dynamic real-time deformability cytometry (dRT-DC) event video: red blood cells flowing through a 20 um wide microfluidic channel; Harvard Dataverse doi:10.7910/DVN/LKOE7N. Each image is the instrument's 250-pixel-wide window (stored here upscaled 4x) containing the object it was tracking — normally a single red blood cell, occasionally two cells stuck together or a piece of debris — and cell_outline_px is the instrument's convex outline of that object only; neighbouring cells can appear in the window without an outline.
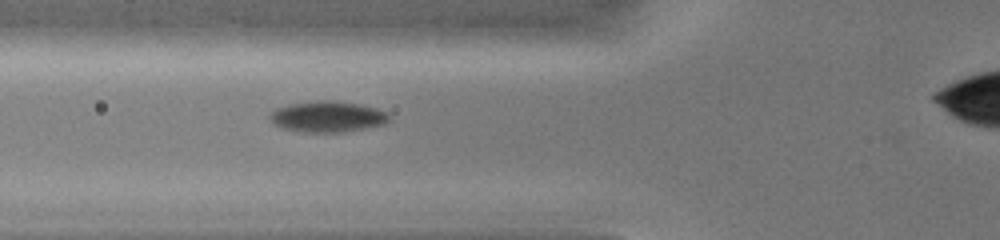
{"species": "common noctule bat (a hibernating species)", "species_latin": "Nyctalus noctula", "temperature_condition": "warm", "stored_images_in_passage": 22, "camera_frame_rate_fps": 3000, "um_per_image_px": 0.085, "animal": {"sex": "female", "body_mass_g": 19.0, "forearm_length_mm": 51.5}, "frame": {"image": 1, "passage_image": 12, "time_ms": 5.0, "image_size_px": [1000, 240], "cell_outline_px": [[392, 120], [384, 124], [368, 128], [344, 132], [304, 132], [280, 128], [272, 124], [268, 116], [268, 112], [276, 108], [292, 104], [316, 100], [336, 100], [360, 104], [376, 108], [388, 112], [392, 116]], "centroid_in_image_um": [27.86, 9.91], "position_along_channel_um": 97.9, "area_um2": 22.08}}
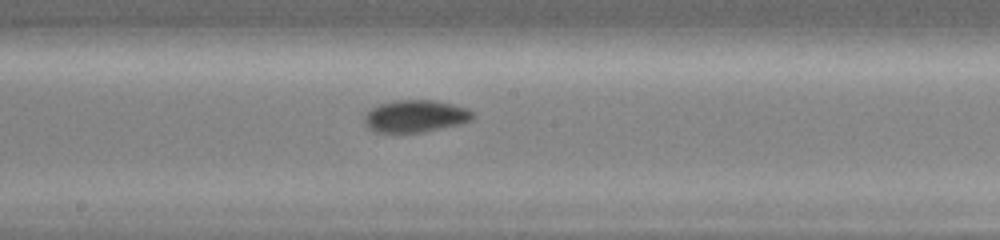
{"frame": {"image": 2, "passage_image": 16, "time_ms": 7.667, "image_size_px": [1000, 240], "cell_outline_px": [[472, 120], [460, 124], [444, 128], [424, 132], [376, 132], [368, 128], [364, 124], [364, 116], [372, 108], [380, 104], [396, 100], [432, 100], [452, 104], [464, 108], [472, 112]], "centroid_in_image_um": [35.29, 9.88], "position_along_channel_um": 212.9, "area_um2": 20.17}}
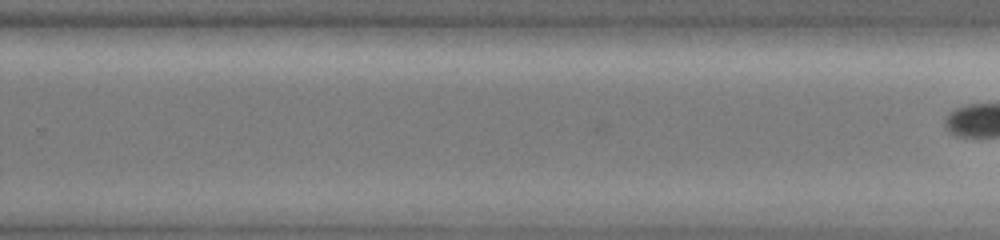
{"frame": {"image": 3, "passage_image": 20, "time_ms": 10.667, "image_size_px": [1000, 240], "cell_outline_px": [[388, 32], [364, 44], [312, 44], [232, 24], [388, 24]], "centroid_in_image_um": [27.56, 2.75], "position_along_channel_um": 302.2, "area_um2": 15.72}}